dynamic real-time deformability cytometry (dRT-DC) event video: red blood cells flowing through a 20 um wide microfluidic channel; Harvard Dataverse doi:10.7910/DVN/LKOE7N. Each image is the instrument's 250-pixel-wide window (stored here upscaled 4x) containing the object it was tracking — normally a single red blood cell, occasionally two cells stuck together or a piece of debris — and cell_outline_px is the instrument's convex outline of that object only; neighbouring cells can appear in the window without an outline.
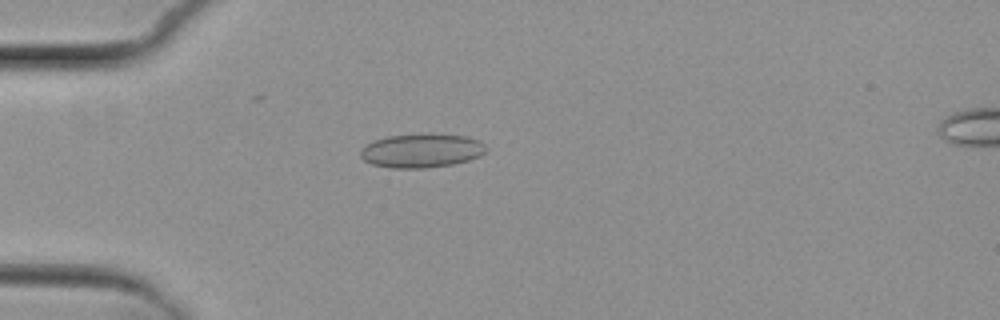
{"species": "common noctule bat (a hibernating species)", "species_latin": "Nyctalus noctula", "temperature_condition": "cold", "stored_images_in_passage": 2, "camera_frame_rate_fps": 3000, "um_per_image_px": 0.085, "animal": {"sex": "female", "body_mass_g": 29.2, "forearm_length_mm": 56.3}, "frame": {"image": 1, "passage_image": 2, "time_ms": 2.0, "image_size_px": [1000, 320], "cell_outline_px": [[488, 148], [480, 156], [468, 160], [452, 164], [424, 168], [392, 168], [372, 164], [364, 160], [360, 156], [360, 148], [372, 140], [388, 136], [468, 136], [480, 140]], "centroid_in_image_um": [35.8, 12.84], "position_along_channel_um": 49.2, "area_um2": 24.22}}